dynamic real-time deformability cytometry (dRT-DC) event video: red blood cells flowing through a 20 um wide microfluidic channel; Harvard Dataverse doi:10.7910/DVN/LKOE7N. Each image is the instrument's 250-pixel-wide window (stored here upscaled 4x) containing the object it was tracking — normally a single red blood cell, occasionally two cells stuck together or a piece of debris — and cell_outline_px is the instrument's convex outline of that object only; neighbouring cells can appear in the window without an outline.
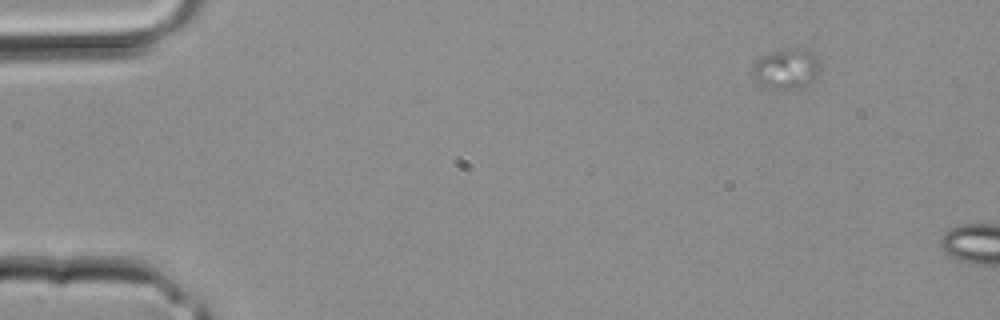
{"species": "common noctule bat (a hibernating species)", "species_latin": "Nyctalus noctula", "temperature_condition": "room temperature", "stored_images_in_passage": 3, "camera_frame_rate_fps": 3000, "um_per_image_px": 0.085, "animal": {"sex": "male", "body_mass_g": 20.4}, "frame": {"image": 1, "passage_image": 3, "time_ms": 0.667, "image_size_px": [1000, 320], "cell_outline_px": [[820, 68], [816, 76], [808, 84], [800, 88], [760, 88], [752, 80], [752, 68], [756, 60], [760, 56], [784, 48], [808, 48], [820, 64]], "centroid_in_image_um": [66.77, 5.85], "position_along_channel_um": 18.2, "area_um2": 16.24}}